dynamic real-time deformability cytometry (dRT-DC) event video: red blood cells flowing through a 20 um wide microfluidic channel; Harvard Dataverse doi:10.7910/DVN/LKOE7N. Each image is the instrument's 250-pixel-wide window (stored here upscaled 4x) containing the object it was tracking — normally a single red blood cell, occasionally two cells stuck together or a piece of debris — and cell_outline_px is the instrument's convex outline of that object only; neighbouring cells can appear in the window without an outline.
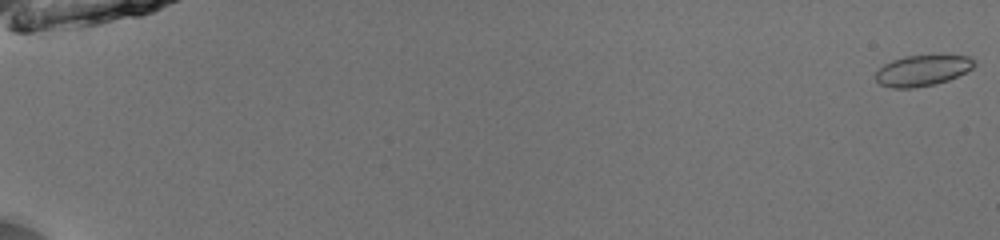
{"species": "common noctule bat (a hibernating species)", "species_latin": "Nyctalus noctula", "temperature_condition": "room temperature", "stored_images_in_passage": 53, "camera_frame_rate_fps": 3000, "um_per_image_px": 0.085, "animal": {"sex": "male", "body_mass_g": 13.0, "forearm_length_mm": 53.1}, "frame": {"image": 1, "passage_image": 1, "time_ms": 0.0, "image_size_px": [1000, 240], "cell_outline_px": [[976, 64], [972, 68], [948, 80], [936, 84], [912, 88], [892, 88], [880, 84], [876, 80], [876, 72], [884, 64], [892, 60], [904, 56], [968, 56], [976, 60]], "centroid_in_image_um": [78.39, 6.0], "position_along_channel_um": 6.6, "area_um2": 17.51}}
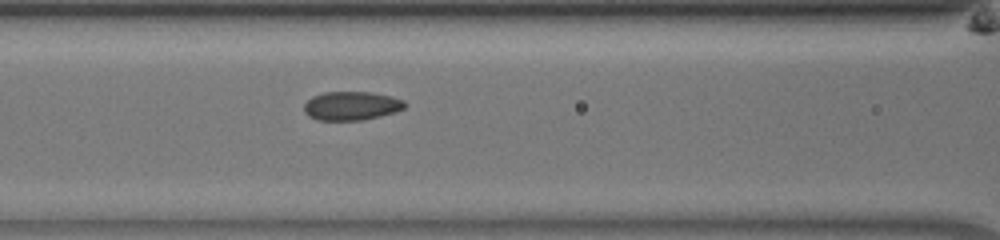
{"frame": {"image": 2, "passage_image": 26, "time_ms": 8.333, "image_size_px": [1000, 240], "cell_outline_px": [[408, 104], [404, 108], [396, 112], [364, 120], [316, 120], [308, 116], [304, 112], [304, 104], [312, 96], [324, 92], [368, 92], [392, 96], [404, 100]], "centroid_in_image_um": [29.88, 9.0], "position_along_channel_um": 136.7, "area_um2": 17.05}}
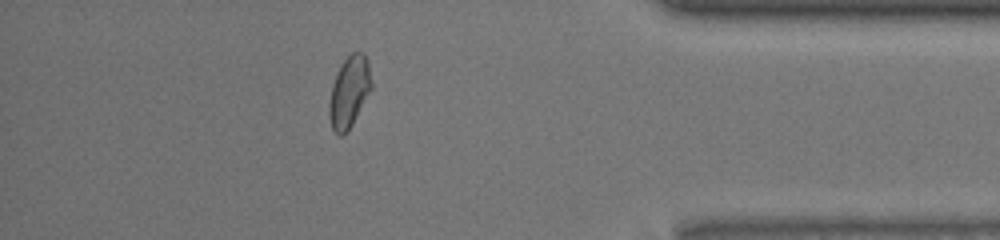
{"frame": {"image": 3, "passage_image": 48, "time_ms": 15.667, "image_size_px": [1000, 240], "cell_outline_px": [[372, 88], [352, 124], [340, 136], [332, 128], [328, 116], [328, 108], [332, 84], [340, 64], [352, 52], [364, 52], [368, 60], [372, 84]], "centroid_in_image_um": [29.68, 7.76], "position_along_channel_um": 405.5, "area_um2": 17.46}, "authors_computed_cell_mechanics": {"area_um2": 17.3978, "velocity_mm_per_s": 4.0029, "shape_relaxation_time_tau1_ms": null, "shape_relaxation_time_tau2_ms": 1.2996, "deformation_change_tau1": null, "deformation_change_tau2": 0.0612}}